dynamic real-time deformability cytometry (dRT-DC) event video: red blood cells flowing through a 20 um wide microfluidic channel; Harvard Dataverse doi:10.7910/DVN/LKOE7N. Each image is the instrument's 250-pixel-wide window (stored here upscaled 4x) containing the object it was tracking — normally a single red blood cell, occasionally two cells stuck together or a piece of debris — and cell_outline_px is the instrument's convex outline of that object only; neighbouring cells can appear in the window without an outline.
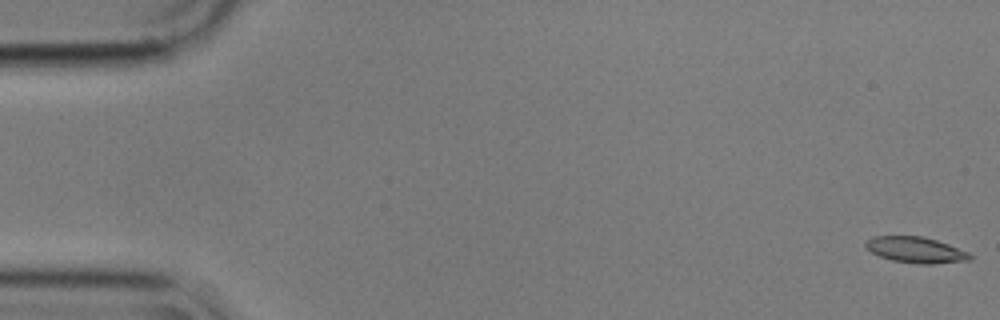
{"species": "common noctule bat (a hibernating species)", "species_latin": "Nyctalus noctula", "temperature_condition": "cold", "stored_images_in_passage": 5, "camera_frame_rate_fps": 3000, "um_per_image_px": 0.085, "animal": {"sex": "male", "body_mass_g": 17.9}, "frame": {"image": 1, "passage_image": 1, "time_ms": 0.0, "image_size_px": [1000, 320], "cell_outline_px": [[972, 260], [932, 264], [916, 264], [892, 260], [880, 256], [872, 252], [864, 244], [872, 236], [924, 236], [948, 244], [968, 252], [972, 256]], "centroid_in_image_um": [77.86, 21.24], "position_along_channel_um": 7.1, "area_um2": 15.72}}
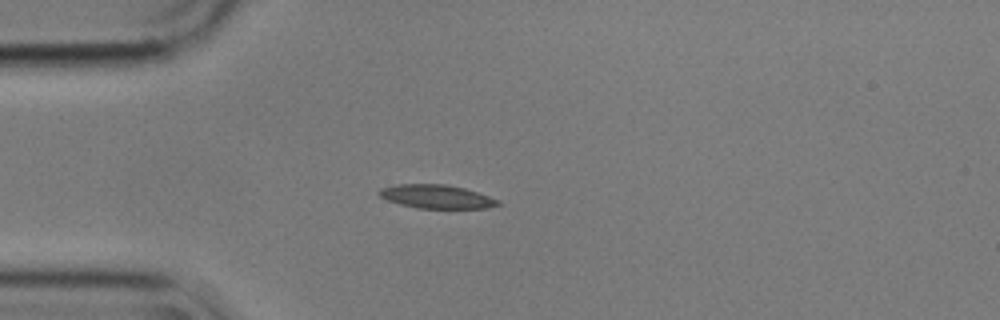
{"frame": {"image": 2, "passage_image": 5, "time_ms": 1.333, "image_size_px": [1000, 320], "cell_outline_px": [[500, 204], [488, 208], [416, 208], [400, 204], [388, 200], [380, 196], [376, 192], [380, 188], [396, 184], [448, 184], [464, 188], [500, 200]], "centroid_in_image_um": [37.08, 16.7], "position_along_channel_um": 47.9, "area_um2": 16.36}}